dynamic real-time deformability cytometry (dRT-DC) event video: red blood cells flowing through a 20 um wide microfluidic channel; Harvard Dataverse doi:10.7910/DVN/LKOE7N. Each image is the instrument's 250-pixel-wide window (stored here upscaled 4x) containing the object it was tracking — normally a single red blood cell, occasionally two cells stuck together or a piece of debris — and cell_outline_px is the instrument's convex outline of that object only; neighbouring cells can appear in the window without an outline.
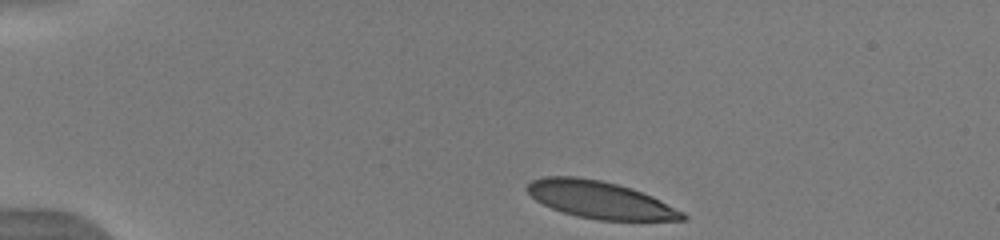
{"species": "human", "species_latin": "Homo sapiens", "temperature_condition": "warm", "stored_images_in_passage": 42, "camera_frame_rate_fps": 3000, "um_per_image_px": 0.085, "donor": {"sex": "male"}, "frame": {"image": 1, "passage_image": 1, "time_ms": 0.0, "image_size_px": [1000, 240], "cell_outline_px": [[688, 220], [596, 220], [576, 216], [552, 208], [536, 200], [528, 192], [528, 184], [532, 180], [544, 176], [576, 176], [600, 180], [632, 188], [652, 196], [684, 212], [688, 216]], "centroid_in_image_um": [51.03, 16.99], "position_along_channel_um": 34.0, "area_um2": 33.52}}
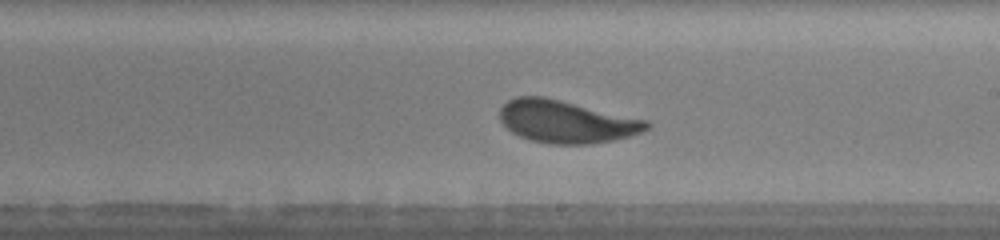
{"frame": {"image": 2, "passage_image": 22, "time_ms": 7.0, "image_size_px": [1000, 240], "cell_outline_px": [[652, 124], [648, 128], [640, 132], [628, 136], [612, 140], [588, 144], [548, 144], [532, 140], [520, 136], [512, 132], [500, 120], [500, 108], [508, 100], [516, 96], [544, 96], [648, 120]], "centroid_in_image_um": [48.13, 10.33], "position_along_channel_um": 240.9, "area_um2": 36.24}}
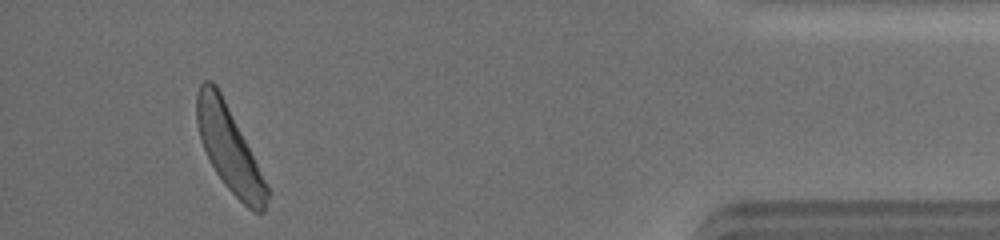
{"frame": {"image": 3, "passage_image": 39, "time_ms": 12.667, "image_size_px": [1000, 240], "cell_outline_px": [[268, 196], [264, 212], [252, 212], [224, 184], [216, 172], [200, 140], [196, 124], [196, 92], [200, 84], [204, 80], [212, 80], [216, 84], [268, 188]], "centroid_in_image_um": [19.42, 12.61], "position_along_channel_um": 415.8, "area_um2": 33.47}, "authors_computed_cell_mechanics": {"area_um2": 35.4892, "velocity_mm_per_s": 3.9545, "shape_relaxation_time_tau1_ms": 3.1423, "shape_relaxation_time_tau2_ms": 0.6294, "deformation_change_tau1": 0.1633, "deformation_change_tau2": 0.0781}}